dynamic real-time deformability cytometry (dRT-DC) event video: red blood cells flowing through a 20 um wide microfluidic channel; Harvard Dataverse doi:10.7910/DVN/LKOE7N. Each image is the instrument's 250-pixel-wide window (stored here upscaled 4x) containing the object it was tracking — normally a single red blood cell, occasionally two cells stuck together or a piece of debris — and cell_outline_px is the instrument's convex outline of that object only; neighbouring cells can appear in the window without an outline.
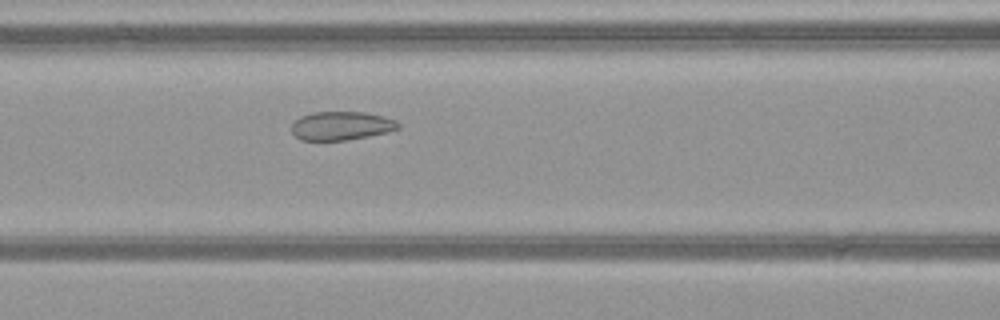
{"species": "common noctule bat (a hibernating species)", "species_latin": "Nyctalus noctula", "temperature_condition": "warm", "stored_images_in_passage": 42, "camera_frame_rate_fps": 3000, "um_per_image_px": 0.085, "animal": {"sex": "female", "body_mass_g": 21.9}, "frame": {"image": 1, "passage_image": 14, "time_ms": 4.333, "image_size_px": [1000, 320], "cell_outline_px": [[400, 128], [388, 132], [348, 140], [300, 140], [292, 132], [292, 124], [300, 116], [312, 112], [364, 112], [384, 116], [396, 120], [400, 124]], "centroid_in_image_um": [29.03, 10.69], "position_along_channel_um": 137.6, "area_um2": 17.86}}
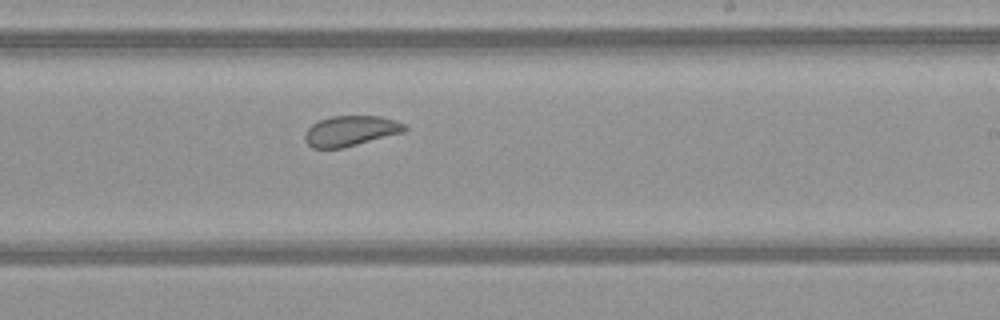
{"frame": {"image": 2, "passage_image": 23, "time_ms": 7.333, "image_size_px": [1000, 320], "cell_outline_px": [[408, 128], [404, 132], [344, 148], [312, 148], [304, 140], [304, 132], [312, 124], [320, 120], [332, 116], [380, 116], [396, 120], [404, 124]], "centroid_in_image_um": [29.8, 11.13], "position_along_channel_um": 259.2, "area_um2": 17.74}}
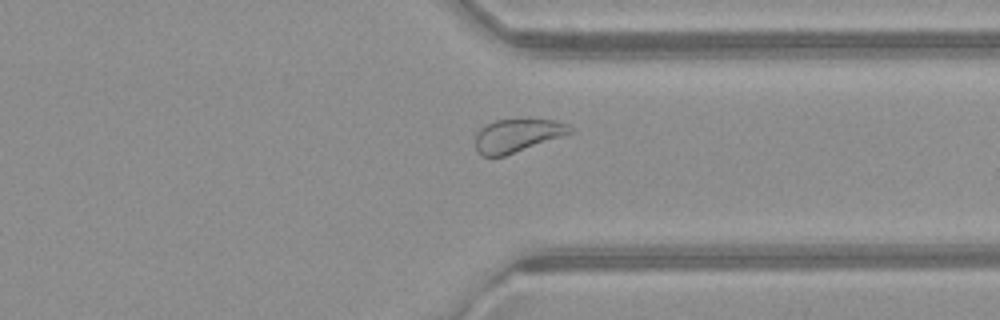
{"frame": {"image": 3, "passage_image": 31, "time_ms": 10.0, "image_size_px": [1000, 320], "cell_outline_px": [[576, 128], [572, 132], [504, 156], [480, 156], [476, 148], [476, 132], [484, 124], [496, 120], [556, 120], [568, 124]], "centroid_in_image_um": [43.95, 11.51], "position_along_channel_um": 367.5, "area_um2": 18.09}, "authors_computed_cell_mechanics": {"area_um2": 19.7676, "velocity_mm_per_s": 4.0588, "shape_relaxation_time_tau1_ms": null, "shape_relaxation_time_tau2_ms": 0.9229, "deformation_change_tau1": null, "deformation_change_tau2": 0.0691}}